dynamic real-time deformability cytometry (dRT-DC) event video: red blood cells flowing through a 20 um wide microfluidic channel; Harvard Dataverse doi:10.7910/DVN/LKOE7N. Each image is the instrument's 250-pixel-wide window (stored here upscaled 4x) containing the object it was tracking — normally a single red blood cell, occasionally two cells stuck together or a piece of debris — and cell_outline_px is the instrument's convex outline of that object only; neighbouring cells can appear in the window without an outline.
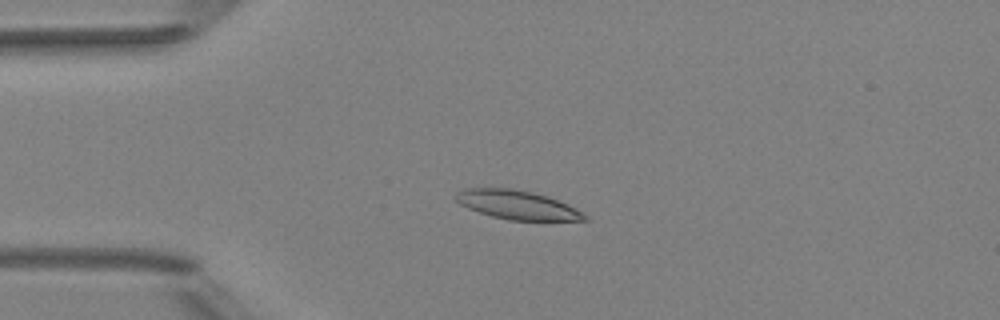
{"species": "Egyptian fruit bat (a non-hibernating species)", "species_latin": "Rousettus aegyptiacus", "temperature_condition": "room temperature", "stored_images_in_passage": 3, "camera_frame_rate_fps": 3000, "um_per_image_px": 0.085, "animal": {"sex": "female"}, "frame": {"image": 1, "passage_image": 2, "time_ms": 1.333, "image_size_px": [1000, 320], "cell_outline_px": [[588, 220], [508, 220], [492, 216], [468, 208], [460, 204], [456, 200], [456, 192], [464, 188], [512, 188], [532, 192], [548, 196], [576, 208], [588, 216]], "centroid_in_image_um": [43.96, 17.41], "position_along_channel_um": 41.0, "area_um2": 21.56}}